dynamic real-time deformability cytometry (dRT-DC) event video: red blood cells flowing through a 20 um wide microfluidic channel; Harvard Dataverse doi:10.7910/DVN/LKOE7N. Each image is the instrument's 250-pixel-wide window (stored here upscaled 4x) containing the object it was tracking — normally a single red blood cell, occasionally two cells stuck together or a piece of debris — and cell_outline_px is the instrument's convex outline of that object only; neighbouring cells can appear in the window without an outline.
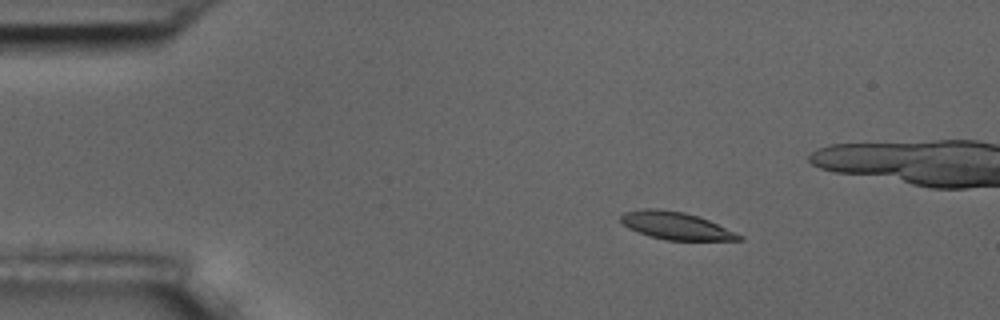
{"species": "common noctule bat (a hibernating species)", "species_latin": "Nyctalus noctula", "temperature_condition": "room temperature", "stored_images_in_passage": 4, "camera_frame_rate_fps": 3000, "um_per_image_px": 0.085, "animal": {"sex": "male", "body_mass_g": 17.5, "forearm_length_mm": 52.3}, "frame": {"image": 1, "passage_image": 1, "time_ms": 0.0, "image_size_px": [1000, 320], "cell_outline_px": [[744, 240], [664, 240], [648, 236], [628, 228], [620, 220], [620, 216], [624, 212], [644, 208], [656, 208], [684, 212], [708, 220], [744, 236]], "centroid_in_image_um": [57.42, 19.19], "position_along_channel_um": 27.6, "area_um2": 18.9}}